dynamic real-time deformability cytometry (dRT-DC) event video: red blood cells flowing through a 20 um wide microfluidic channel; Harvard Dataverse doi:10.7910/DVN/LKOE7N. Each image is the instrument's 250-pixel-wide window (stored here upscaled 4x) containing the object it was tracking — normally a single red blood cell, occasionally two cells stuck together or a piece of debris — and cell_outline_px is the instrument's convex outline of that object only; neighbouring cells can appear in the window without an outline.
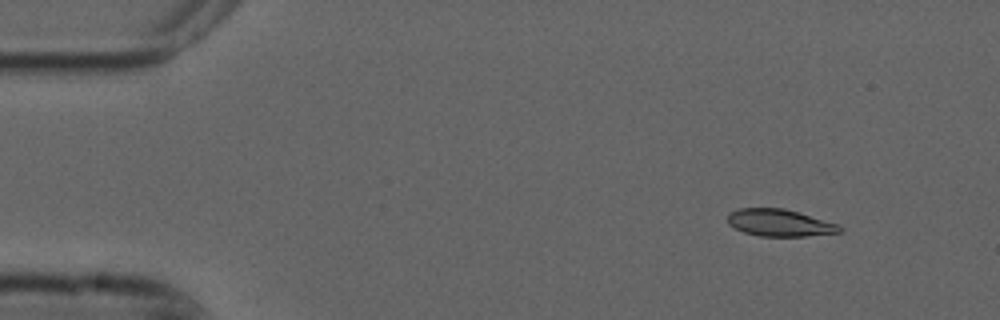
{"species": "common noctule bat (a hibernating species)", "species_latin": "Nyctalus noctula", "temperature_condition": "cold", "stored_images_in_passage": 5, "camera_frame_rate_fps": 3000, "um_per_image_px": 0.085, "animal": {"sex": "male", "forearm_length_mm": 52.5}, "frame": {"image": 1, "passage_image": 2, "time_ms": 0.333, "image_size_px": [1000, 320], "cell_outline_px": [[844, 232], [804, 236], [760, 236], [744, 232], [728, 224], [728, 212], [740, 208], [784, 208], [840, 224], [844, 228]], "centroid_in_image_um": [66.31, 18.94], "position_along_channel_um": 18.7, "area_um2": 17.8}}
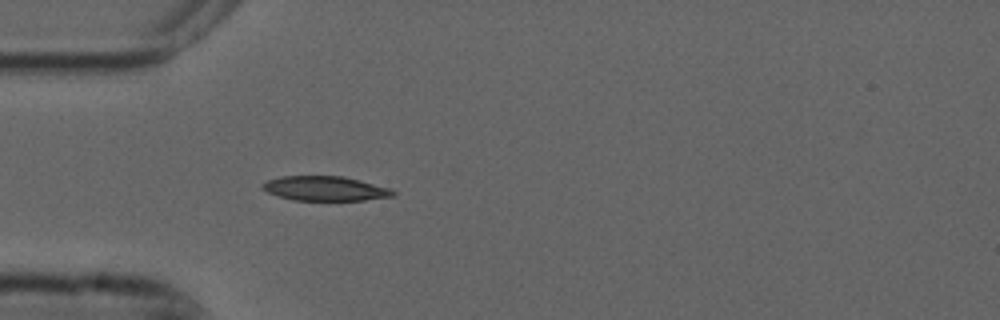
{"frame": {"image": 2, "passage_image": 5, "time_ms": 1.333, "image_size_px": [1000, 320], "cell_outline_px": [[396, 196], [364, 200], [292, 200], [268, 192], [260, 188], [260, 184], [268, 180], [280, 176], [344, 176], [392, 188], [396, 192]], "centroid_in_image_um": [27.66, 16.02], "position_along_channel_um": 57.3, "area_um2": 18.84}}